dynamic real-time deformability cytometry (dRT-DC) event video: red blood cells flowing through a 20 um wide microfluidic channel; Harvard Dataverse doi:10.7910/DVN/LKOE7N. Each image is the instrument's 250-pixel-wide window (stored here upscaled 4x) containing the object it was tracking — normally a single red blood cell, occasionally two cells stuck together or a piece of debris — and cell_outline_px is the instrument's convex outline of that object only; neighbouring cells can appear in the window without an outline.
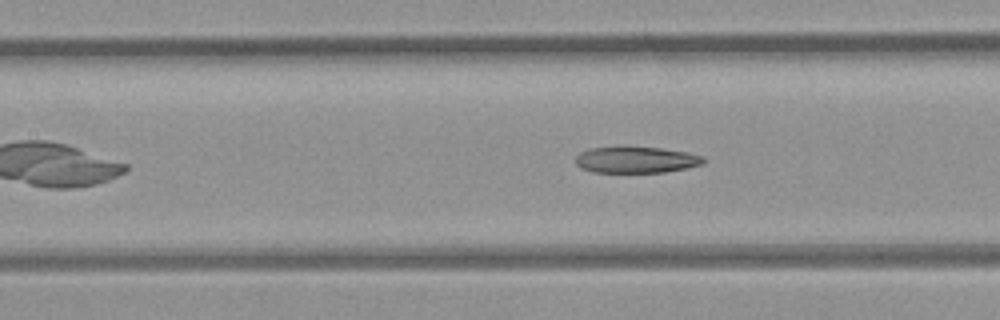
{"species": "common noctule bat (a hibernating species)", "species_latin": "Nyctalus noctula", "temperature_condition": "room temperature", "stored_images_in_passage": 7, "camera_frame_rate_fps": 3000, "um_per_image_px": 0.085, "animal": {"sex": "female", "body_mass_g": 21.9}, "frame": {"image": 1, "passage_image": 7, "time_ms": 6.667, "image_size_px": [1000, 320], "cell_outline_px": [[704, 164], [688, 168], [664, 172], [592, 172], [580, 168], [576, 164], [576, 156], [580, 152], [588, 148], [660, 148], [688, 152], [704, 156]], "centroid_in_image_um": [54.09, 13.6], "position_along_channel_um": 153.3, "area_um2": 19.42}}